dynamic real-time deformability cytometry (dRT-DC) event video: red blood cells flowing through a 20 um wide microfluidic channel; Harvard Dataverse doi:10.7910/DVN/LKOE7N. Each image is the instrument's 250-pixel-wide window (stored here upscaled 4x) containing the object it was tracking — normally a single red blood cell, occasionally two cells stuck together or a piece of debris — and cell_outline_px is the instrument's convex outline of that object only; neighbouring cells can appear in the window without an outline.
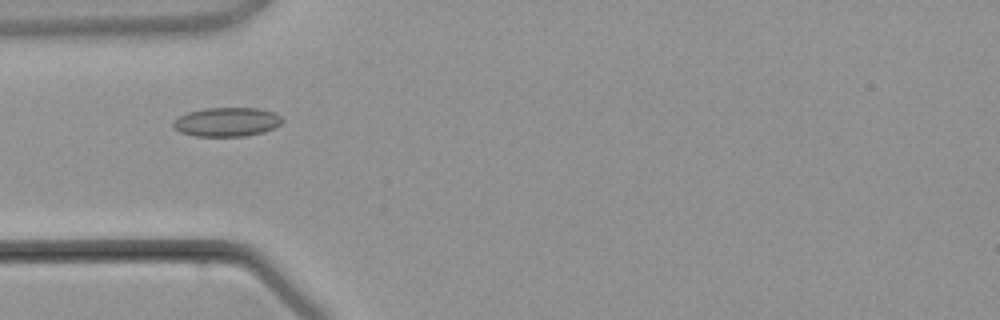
{"species": "common noctule bat (a hibernating species)", "species_latin": "Nyctalus noctula", "temperature_condition": "warm", "stored_images_in_passage": 3, "camera_frame_rate_fps": 3000, "um_per_image_px": 0.085, "animal": {"sex": "male", "body_mass_g": 21.5, "forearm_length_mm": 52.0}, "frame": {"image": 1, "passage_image": 3, "time_ms": 2.333, "image_size_px": [1000, 320], "cell_outline_px": [[284, 120], [280, 124], [264, 132], [244, 136], [196, 136], [180, 132], [172, 124], [172, 120], [188, 112], [204, 108], [260, 108], [272, 112], [280, 116]], "centroid_in_image_um": [19.27, 10.36], "position_along_channel_um": 65.7, "area_um2": 18.38}}